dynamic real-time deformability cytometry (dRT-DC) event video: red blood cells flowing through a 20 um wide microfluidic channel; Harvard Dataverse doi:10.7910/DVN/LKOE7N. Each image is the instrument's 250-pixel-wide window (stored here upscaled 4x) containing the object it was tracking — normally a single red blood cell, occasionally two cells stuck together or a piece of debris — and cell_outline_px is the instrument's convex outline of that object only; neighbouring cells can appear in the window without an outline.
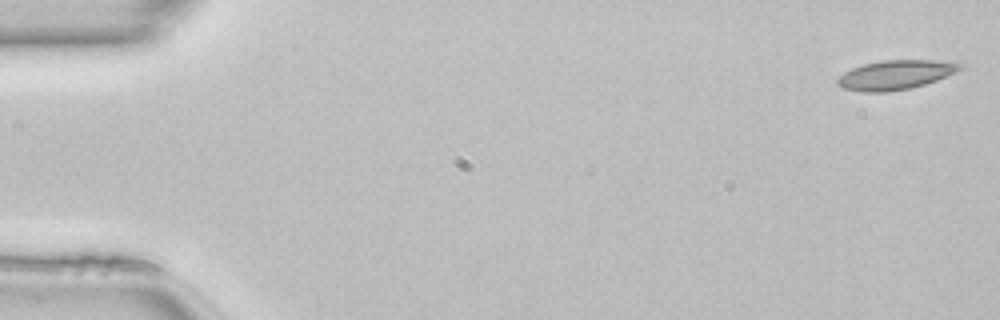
{"species": "common noctule bat (a hibernating species)", "species_latin": "Nyctalus noctula", "temperature_condition": "room temperature", "stored_images_in_passage": 49, "camera_frame_rate_fps": 3000, "um_per_image_px": 0.085, "animal": {"sex": "female", "body_mass_g": 22.7, "forearm_length_mm": 54.2}, "frame": {"image": 1, "passage_image": 1, "time_ms": 0.0, "image_size_px": [1000, 320], "cell_outline_px": [[968, 68], [936, 80], [924, 84], [908, 88], [888, 92], [860, 92], [844, 88], [836, 84], [836, 80], [844, 72], [852, 68], [864, 64], [884, 60], [932, 60], [968, 64]], "centroid_in_image_um": [76.17, 6.35], "position_along_channel_um": 8.8, "area_um2": 21.1}}
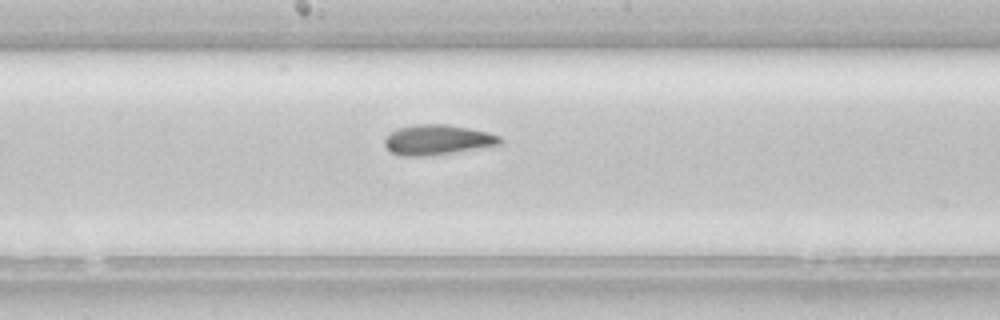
{"frame": {"image": 2, "passage_image": 26, "time_ms": 8.333, "image_size_px": [1000, 320], "cell_outline_px": [[504, 140], [500, 144], [428, 156], [400, 156], [392, 152], [384, 144], [384, 140], [392, 132], [400, 128], [416, 124], [448, 124], [488, 132], [500, 136]], "centroid_in_image_um": [37.19, 11.88], "position_along_channel_um": 211.0, "area_um2": 19.94}}
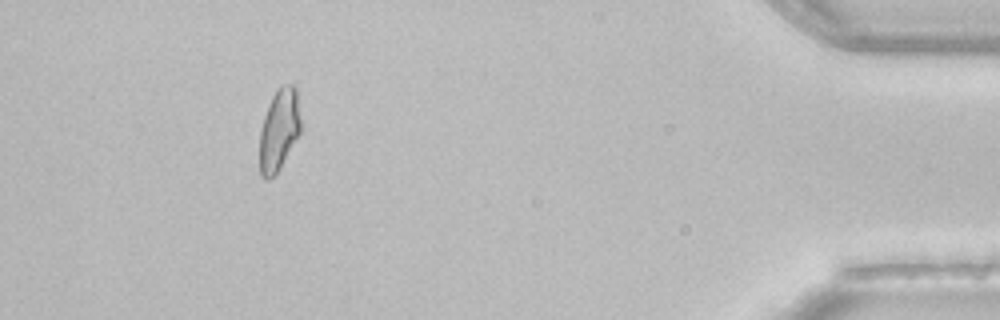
{"frame": {"image": 3, "passage_image": 45, "time_ms": 14.667, "image_size_px": [1000, 320], "cell_outline_px": [[300, 132], [280, 168], [268, 180], [264, 180], [260, 176], [260, 128], [268, 104], [276, 88], [280, 84], [296, 84], [300, 120]], "centroid_in_image_um": [23.71, 10.99], "position_along_channel_um": 411.5, "area_um2": 19.71}, "authors_computed_cell_mechanics": {"area_um2": 20.23, "velocity_mm_per_s": 4.1509, "shape_relaxation_time_tau1_ms": null, "shape_relaxation_time_tau2_ms": 2.3875, "deformation_change_tau1": null, "deformation_change_tau2": 0.0776}}